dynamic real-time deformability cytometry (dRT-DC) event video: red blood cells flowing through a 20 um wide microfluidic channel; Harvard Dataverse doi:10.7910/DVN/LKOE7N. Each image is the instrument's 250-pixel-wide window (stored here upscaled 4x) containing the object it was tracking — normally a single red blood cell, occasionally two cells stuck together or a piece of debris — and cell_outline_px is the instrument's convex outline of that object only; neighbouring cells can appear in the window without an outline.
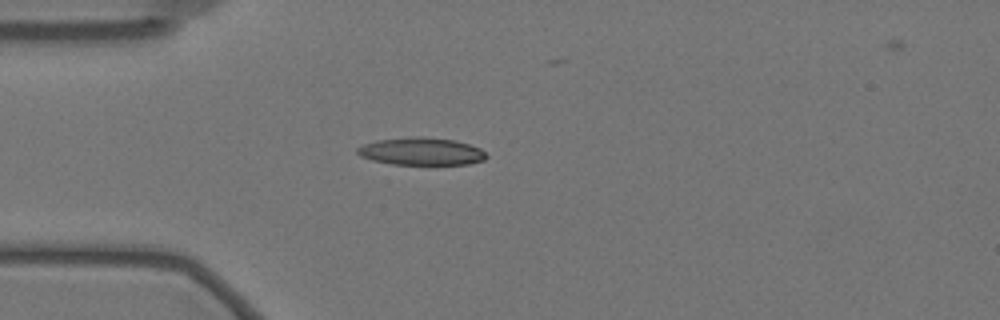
{"species": "Egyptian fruit bat (a non-hibernating species)", "species_latin": "Rousettus aegyptiacus", "temperature_condition": "warm", "stored_images_in_passage": 22, "camera_frame_rate_fps": 3000, "um_per_image_px": 0.085, "animal": {"sex": "female"}, "frame": {"image": 1, "passage_image": 1, "time_ms": 0.0, "image_size_px": [1000, 320], "cell_outline_px": [[488, 156], [484, 160], [468, 164], [392, 164], [372, 160], [360, 156], [356, 152], [356, 148], [364, 144], [376, 140], [416, 136], [452, 140], [468, 144], [480, 148]], "centroid_in_image_um": [35.78, 12.87], "position_along_channel_um": 49.2, "area_um2": 20.52}}
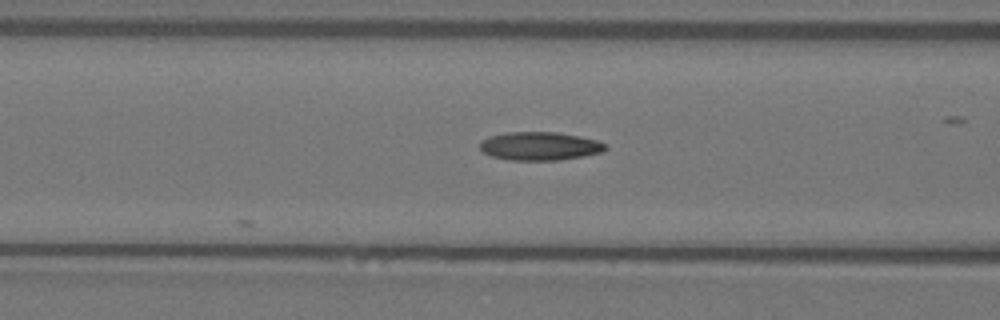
{"frame": {"image": 2, "passage_image": 8, "time_ms": 2.333, "image_size_px": [1000, 320], "cell_outline_px": [[608, 148], [604, 152], [584, 156], [560, 160], [508, 160], [492, 156], [484, 152], [480, 148], [480, 144], [484, 140], [492, 136], [508, 132], [556, 132], [580, 136], [596, 140], [604, 144]], "centroid_in_image_um": [45.93, 12.42], "position_along_channel_um": 120.7, "area_um2": 20.63}}
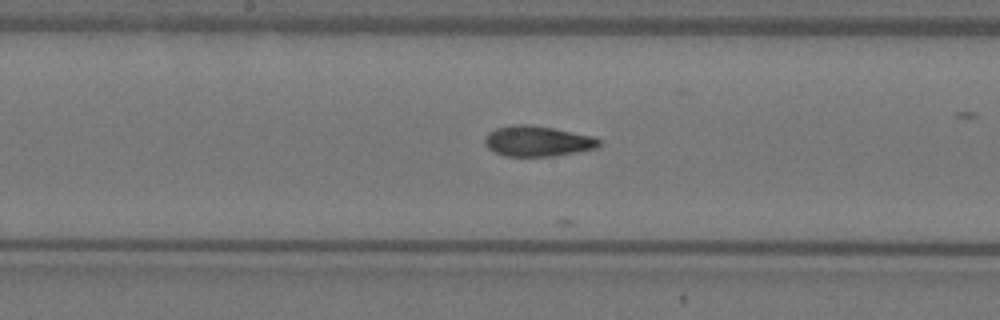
{"frame": {"image": 3, "passage_image": 15, "time_ms": 4.667, "image_size_px": [1000, 320], "cell_outline_px": [[600, 144], [596, 148], [552, 156], [504, 156], [488, 148], [484, 144], [484, 140], [488, 132], [496, 128], [512, 124], [528, 124], [552, 128], [592, 136], [600, 140]], "centroid_in_image_um": [45.64, 11.99], "position_along_channel_um": 202.6, "area_um2": 20.11}}